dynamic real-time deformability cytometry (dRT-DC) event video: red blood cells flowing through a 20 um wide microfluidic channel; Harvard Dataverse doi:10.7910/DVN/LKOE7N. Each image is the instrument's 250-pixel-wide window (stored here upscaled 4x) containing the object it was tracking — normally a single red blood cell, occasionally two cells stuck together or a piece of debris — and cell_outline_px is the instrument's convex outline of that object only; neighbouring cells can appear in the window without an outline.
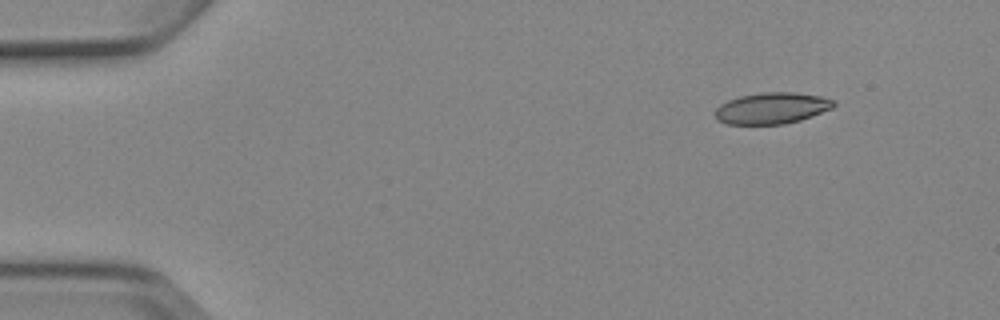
{"species": "Egyptian fruit bat (a non-hibernating species)", "species_latin": "Rousettus aegyptiacus", "temperature_condition": "cold", "stored_images_in_passage": 4, "camera_frame_rate_fps": 3000, "um_per_image_px": 0.085, "animal": {"sex": "female"}, "frame": {"image": 1, "passage_image": 1, "time_ms": 0.0, "image_size_px": [1000, 320], "cell_outline_px": [[836, 104], [832, 108], [812, 116], [800, 120], [784, 124], [724, 124], [716, 120], [716, 108], [720, 104], [728, 100], [740, 96], [760, 92], [796, 92], [820, 96], [836, 100]], "centroid_in_image_um": [65.61, 9.19], "position_along_channel_um": 19.4, "area_um2": 21.79}}
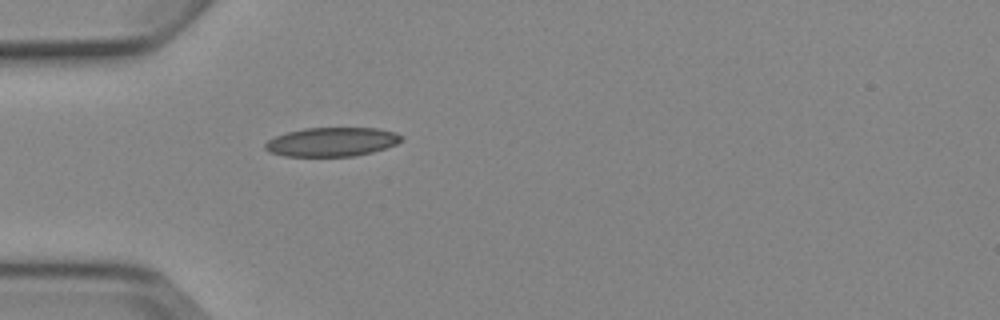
{"frame": {"image": 2, "passage_image": 4, "time_ms": 3.333, "image_size_px": [1000, 320], "cell_outline_px": [[404, 136], [396, 144], [372, 152], [356, 156], [284, 156], [268, 152], [264, 148], [264, 144], [268, 140], [276, 136], [288, 132], [304, 128], [380, 128], [396, 132]], "centroid_in_image_um": [28.2, 12.06], "position_along_channel_um": 56.8, "area_um2": 23.06}}